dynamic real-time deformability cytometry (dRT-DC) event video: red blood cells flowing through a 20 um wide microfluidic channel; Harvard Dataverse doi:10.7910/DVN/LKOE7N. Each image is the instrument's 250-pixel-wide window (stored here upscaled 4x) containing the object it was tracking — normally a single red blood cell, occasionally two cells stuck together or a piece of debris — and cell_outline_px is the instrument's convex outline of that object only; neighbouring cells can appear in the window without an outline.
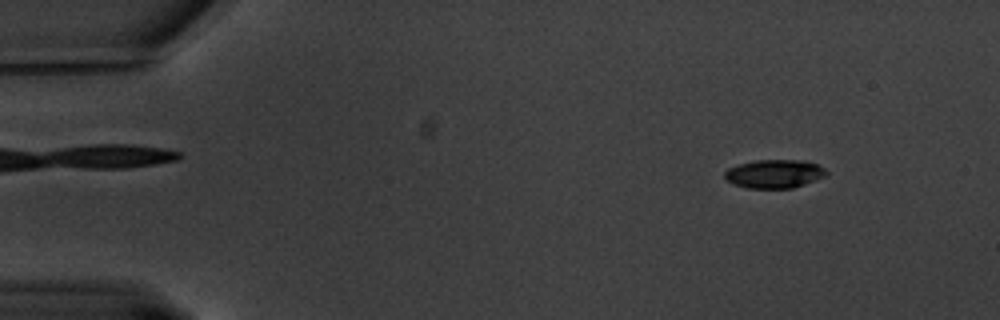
{"species": "common noctule bat (a hibernating species)", "species_latin": "Nyctalus noctula", "temperature_condition": "warm", "stored_images_in_passage": 62, "camera_frame_rate_fps": 3000, "um_per_image_px": 0.085, "animal": {"sex": "male", "body_mass_g": 20.1, "forearm_length_mm": 53.5}, "frame": {"image": 1, "passage_image": 7, "time_ms": 2.0, "image_size_px": [1000, 320], "cell_outline_px": [[828, 172], [824, 176], [804, 184], [792, 188], [748, 188], [732, 184], [724, 176], [724, 172], [728, 168], [740, 164], [756, 160], [804, 160], [820, 164]], "centroid_in_image_um": [65.83, 14.76], "position_along_channel_um": 19.2, "area_um2": 16.88}}
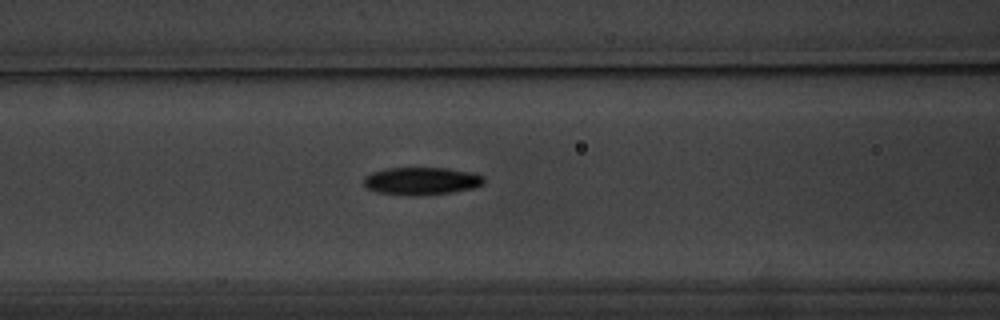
{"frame": {"image": 2, "passage_image": 26, "time_ms": 8.333, "image_size_px": [1000, 320], "cell_outline_px": [[484, 184], [472, 188], [456, 192], [416, 196], [408, 196], [376, 192], [364, 188], [364, 176], [372, 172], [388, 168], [448, 168], [472, 172], [484, 176]], "centroid_in_image_um": [35.81, 15.4], "position_along_channel_um": 130.8, "area_um2": 19.71}}
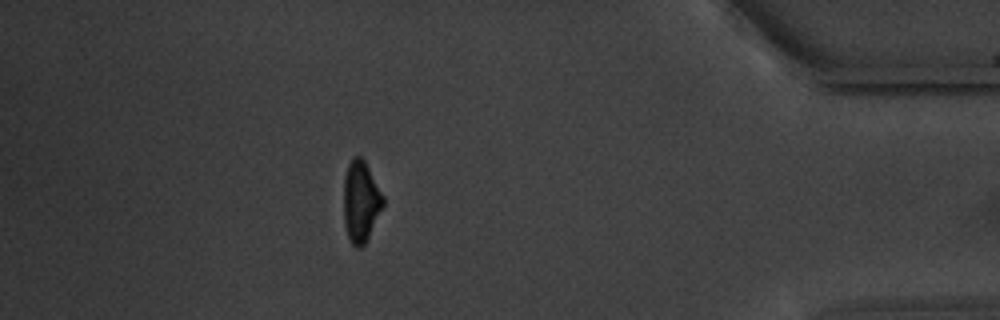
{"frame": {"image": 3, "passage_image": 55, "time_ms": 18.0, "image_size_px": [1000, 320], "cell_outline_px": [[384, 204], [364, 244], [360, 248], [356, 248], [352, 244], [348, 236], [344, 224], [344, 176], [348, 164], [352, 156], [360, 156], [364, 160], [384, 196]], "centroid_in_image_um": [30.65, 17.1], "position_along_channel_um": 404.5, "area_um2": 18.5}, "authors_computed_cell_mechanics": {"area_um2": 18.8139, "velocity_mm_per_s": 3.2724, "shape_relaxation_time_tau1_ms": 2.9385, "shape_relaxation_time_tau2_ms": null, "deformation_change_tau1": 0.1369, "deformation_change_tau2": null}}